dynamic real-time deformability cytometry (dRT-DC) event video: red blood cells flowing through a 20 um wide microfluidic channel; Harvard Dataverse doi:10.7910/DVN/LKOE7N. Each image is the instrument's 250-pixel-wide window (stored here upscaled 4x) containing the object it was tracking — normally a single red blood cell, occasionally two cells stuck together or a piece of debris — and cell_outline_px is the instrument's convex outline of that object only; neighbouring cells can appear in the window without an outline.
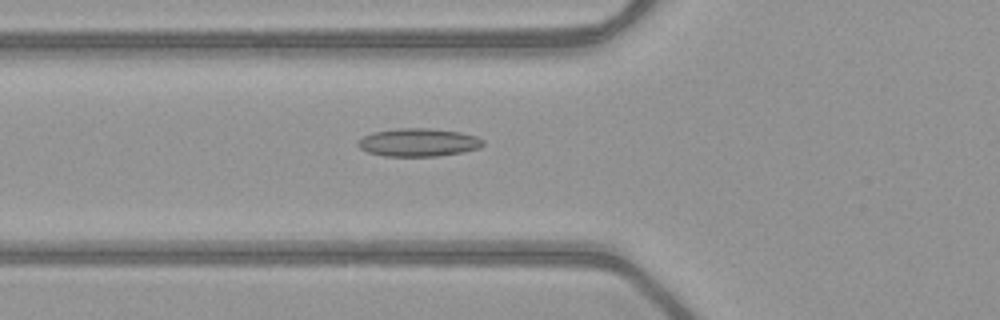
{"species": "common noctule bat (a hibernating species)", "species_latin": "Nyctalus noctula", "temperature_condition": "warm", "stored_images_in_passage": 37, "camera_frame_rate_fps": 3000, "um_per_image_px": 0.085, "animal": {"sex": "female", "body_mass_g": 21.9}, "frame": {"image": 1, "passage_image": 4, "time_ms": 1.0, "image_size_px": [1000, 320], "cell_outline_px": [[484, 144], [480, 148], [460, 152], [436, 156], [384, 156], [368, 152], [360, 148], [356, 144], [356, 140], [372, 132], [396, 128], [428, 128], [460, 132], [476, 136], [484, 140]], "centroid_in_image_um": [35.53, 12.1], "position_along_channel_um": 90.3, "area_um2": 20.52}}
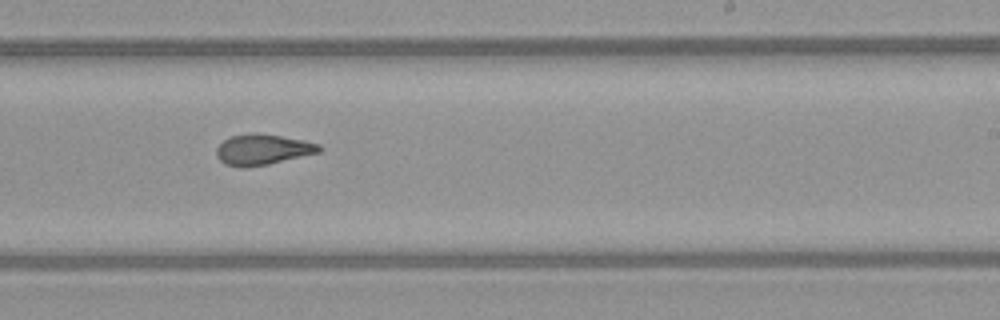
{"frame": {"image": 2, "passage_image": 17, "time_ms": 5.333, "image_size_px": [1000, 320], "cell_outline_px": [[324, 148], [320, 152], [268, 164], [244, 168], [240, 168], [224, 164], [216, 156], [216, 148], [224, 140], [232, 136], [252, 132], [256, 132], [304, 140], [320, 144]], "centroid_in_image_um": [22.32, 12.71], "position_along_channel_um": 266.7, "area_um2": 18.5}}
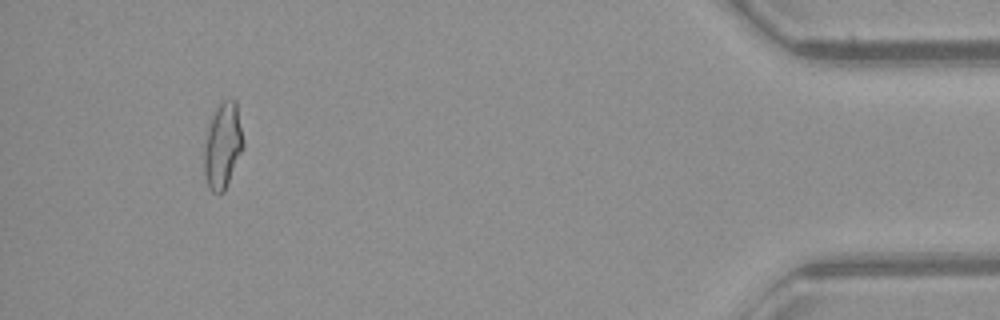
{"frame": {"image": 3, "passage_image": 33, "time_ms": 10.667, "image_size_px": [1000, 320], "cell_outline_px": [[244, 148], [224, 192], [212, 192], [208, 188], [204, 176], [204, 148], [208, 128], [212, 116], [216, 108], [224, 100], [232, 96], [236, 100], [244, 140]], "centroid_in_image_um": [18.95, 12.37], "position_along_channel_um": 416.3, "area_um2": 19.77}}